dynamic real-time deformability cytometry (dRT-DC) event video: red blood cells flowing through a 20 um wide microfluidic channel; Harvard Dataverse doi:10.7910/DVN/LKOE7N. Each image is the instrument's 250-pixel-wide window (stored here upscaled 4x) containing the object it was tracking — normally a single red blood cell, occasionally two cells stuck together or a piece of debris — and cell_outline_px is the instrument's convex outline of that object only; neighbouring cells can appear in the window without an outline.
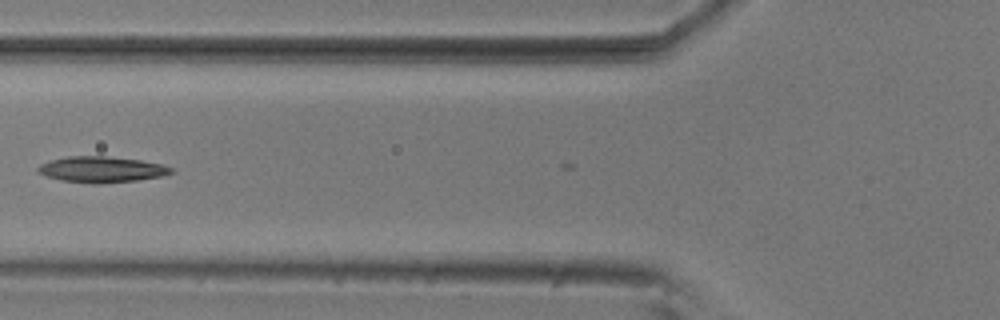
{"species": "common noctule bat (a hibernating species)", "species_latin": "Nyctalus noctula", "temperature_condition": "room temperature", "stored_images_in_passage": 3, "camera_frame_rate_fps": 3000, "um_per_image_px": 0.085, "animal": {"sex": "male", "body_mass_g": 20.5, "forearm_length_mm": 52.5}, "frame": {"image": 1, "passage_image": 2, "time_ms": 0.333, "image_size_px": [1000, 320], "cell_outline_px": [[176, 172], [164, 176], [136, 180], [96, 184], [92, 184], [60, 180], [36, 172], [36, 168], [40, 164], [48, 160], [68, 156], [104, 156], [140, 160], [164, 164], [176, 168]], "centroid_in_image_um": [8.67, 14.4], "position_along_channel_um": 117.1, "area_um2": 20.46}}